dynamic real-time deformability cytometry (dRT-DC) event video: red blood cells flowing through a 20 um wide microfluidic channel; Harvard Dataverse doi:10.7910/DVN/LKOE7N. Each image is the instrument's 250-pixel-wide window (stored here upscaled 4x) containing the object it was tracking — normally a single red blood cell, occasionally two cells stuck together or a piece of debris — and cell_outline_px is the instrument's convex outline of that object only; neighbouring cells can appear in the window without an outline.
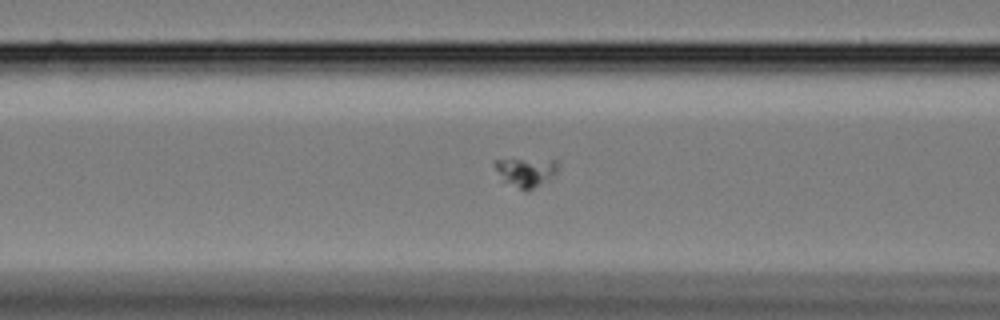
{"species": "Egyptian fruit bat (a non-hibernating species)", "species_latin": "Rousettus aegyptiacus", "temperature_condition": "cold", "stored_images_in_passage": 44, "camera_frame_rate_fps": 3000, "um_per_image_px": 0.085, "animal": {"sex": "female"}, "frame": {"image": 1, "passage_image": 9, "time_ms": 2.667, "image_size_px": [1000, 320], "cell_outline_px": [[556, 172], [552, 176], [528, 192], [524, 192], [504, 180], [496, 168], [492, 160], [556, 160]], "centroid_in_image_um": [44.69, 14.65], "position_along_channel_um": 121.9, "area_um2": 10.17}}
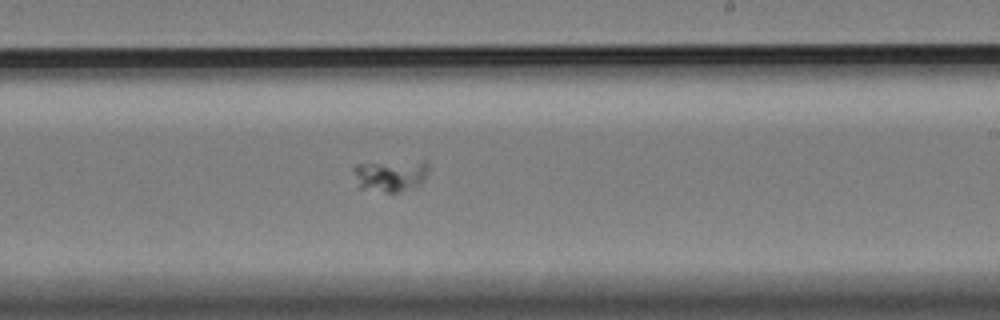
{"frame": {"image": 2, "passage_image": 21, "time_ms": 6.667, "image_size_px": [1000, 320], "cell_outline_px": [[428, 168], [424, 180], [420, 184], [392, 196], [356, 188], [352, 168], [356, 164], [424, 160], [428, 164]], "centroid_in_image_um": [33.13, 14.98], "position_along_channel_um": 255.9, "area_um2": 14.74}}
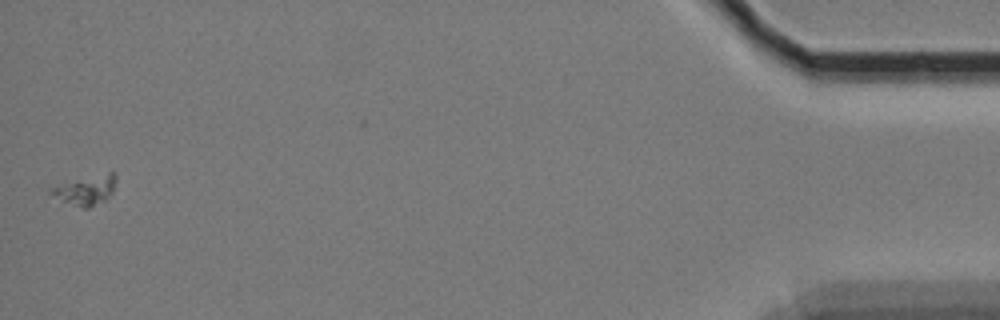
{"frame": {"image": 3, "passage_image": 44, "time_ms": 14.333, "image_size_px": [1000, 320], "cell_outline_px": [[116, 180], [112, 192], [104, 200], [88, 208], [84, 208], [64, 200], [48, 192], [48, 188], [112, 168], [116, 172]], "centroid_in_image_um": [7.38, 16.06], "position_along_channel_um": 427.8, "area_um2": 11.21}}